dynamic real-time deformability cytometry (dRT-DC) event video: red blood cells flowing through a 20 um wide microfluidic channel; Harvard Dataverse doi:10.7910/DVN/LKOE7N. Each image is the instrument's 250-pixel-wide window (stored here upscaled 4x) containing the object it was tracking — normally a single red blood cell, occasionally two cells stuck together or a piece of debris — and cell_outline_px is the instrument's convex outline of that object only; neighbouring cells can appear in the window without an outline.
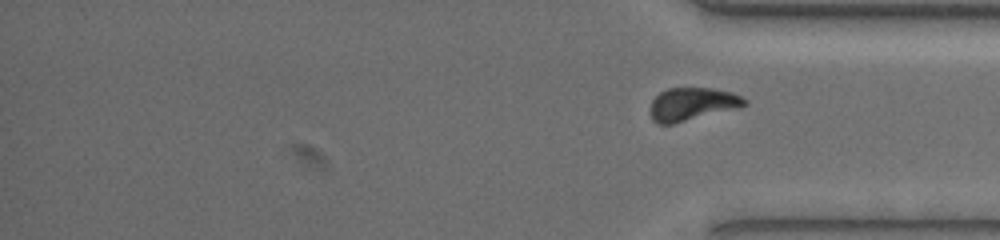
{"species": "common noctule bat (a hibernating species)", "species_latin": "Nyctalus noctula", "temperature_condition": "warm", "stored_images_in_passage": 25, "segment_of_instrument_passage": [2, 2], "camera_frame_rate_fps": 3000, "um_per_image_px": 0.085, "animal": {"sex": "female", "body_mass_g": 19.5, "forearm_length_mm": 54.1}, "frame": {"image": 1, "passage_image": 25, "time_ms": 23.333, "image_size_px": [1000, 240], "cell_outline_px": [[748, 104], [672, 124], [660, 124], [652, 120], [652, 100], [660, 92], [668, 88], [712, 88], [732, 92], [748, 100]], "centroid_in_image_um": [58.82, 8.82], "position_along_channel_um": 376.4, "area_um2": 17.57}}